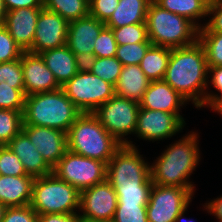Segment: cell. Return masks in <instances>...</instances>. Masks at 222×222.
Here are the masks:
<instances>
[{
  "label": "cell",
  "mask_w": 222,
  "mask_h": 222,
  "mask_svg": "<svg viewBox=\"0 0 222 222\" xmlns=\"http://www.w3.org/2000/svg\"><path fill=\"white\" fill-rule=\"evenodd\" d=\"M149 165L136 146L122 145L107 163V181L113 189L153 186Z\"/></svg>",
  "instance_id": "52a82bcc"
},
{
  "label": "cell",
  "mask_w": 222,
  "mask_h": 222,
  "mask_svg": "<svg viewBox=\"0 0 222 222\" xmlns=\"http://www.w3.org/2000/svg\"><path fill=\"white\" fill-rule=\"evenodd\" d=\"M7 11L18 8L43 7V0H4Z\"/></svg>",
  "instance_id": "bcb514c9"
},
{
  "label": "cell",
  "mask_w": 222,
  "mask_h": 222,
  "mask_svg": "<svg viewBox=\"0 0 222 222\" xmlns=\"http://www.w3.org/2000/svg\"><path fill=\"white\" fill-rule=\"evenodd\" d=\"M22 131L43 156L46 163L53 169L67 151V133L61 130L23 125Z\"/></svg>",
  "instance_id": "9a60e30c"
},
{
  "label": "cell",
  "mask_w": 222,
  "mask_h": 222,
  "mask_svg": "<svg viewBox=\"0 0 222 222\" xmlns=\"http://www.w3.org/2000/svg\"><path fill=\"white\" fill-rule=\"evenodd\" d=\"M7 9L4 0H0V27L4 26Z\"/></svg>",
  "instance_id": "c3c4849f"
},
{
  "label": "cell",
  "mask_w": 222,
  "mask_h": 222,
  "mask_svg": "<svg viewBox=\"0 0 222 222\" xmlns=\"http://www.w3.org/2000/svg\"><path fill=\"white\" fill-rule=\"evenodd\" d=\"M53 173L79 192L107 180V163L67 150Z\"/></svg>",
  "instance_id": "30bf717a"
},
{
  "label": "cell",
  "mask_w": 222,
  "mask_h": 222,
  "mask_svg": "<svg viewBox=\"0 0 222 222\" xmlns=\"http://www.w3.org/2000/svg\"><path fill=\"white\" fill-rule=\"evenodd\" d=\"M112 222H148L146 206L117 204Z\"/></svg>",
  "instance_id": "74e56055"
},
{
  "label": "cell",
  "mask_w": 222,
  "mask_h": 222,
  "mask_svg": "<svg viewBox=\"0 0 222 222\" xmlns=\"http://www.w3.org/2000/svg\"><path fill=\"white\" fill-rule=\"evenodd\" d=\"M32 209L38 214H72L80 208V192L54 173L34 179Z\"/></svg>",
  "instance_id": "8992f818"
},
{
  "label": "cell",
  "mask_w": 222,
  "mask_h": 222,
  "mask_svg": "<svg viewBox=\"0 0 222 222\" xmlns=\"http://www.w3.org/2000/svg\"><path fill=\"white\" fill-rule=\"evenodd\" d=\"M14 85L16 89H24L21 58L0 63V83Z\"/></svg>",
  "instance_id": "e575fe53"
},
{
  "label": "cell",
  "mask_w": 222,
  "mask_h": 222,
  "mask_svg": "<svg viewBox=\"0 0 222 222\" xmlns=\"http://www.w3.org/2000/svg\"><path fill=\"white\" fill-rule=\"evenodd\" d=\"M23 111L0 109V144L7 145L22 131Z\"/></svg>",
  "instance_id": "83f0119b"
},
{
  "label": "cell",
  "mask_w": 222,
  "mask_h": 222,
  "mask_svg": "<svg viewBox=\"0 0 222 222\" xmlns=\"http://www.w3.org/2000/svg\"><path fill=\"white\" fill-rule=\"evenodd\" d=\"M80 222H108V221L80 218Z\"/></svg>",
  "instance_id": "f5cc1de1"
},
{
  "label": "cell",
  "mask_w": 222,
  "mask_h": 222,
  "mask_svg": "<svg viewBox=\"0 0 222 222\" xmlns=\"http://www.w3.org/2000/svg\"><path fill=\"white\" fill-rule=\"evenodd\" d=\"M208 69L205 49L197 40L193 45L171 49L163 80L200 109L206 105Z\"/></svg>",
  "instance_id": "6da1fadb"
},
{
  "label": "cell",
  "mask_w": 222,
  "mask_h": 222,
  "mask_svg": "<svg viewBox=\"0 0 222 222\" xmlns=\"http://www.w3.org/2000/svg\"><path fill=\"white\" fill-rule=\"evenodd\" d=\"M2 222H38V214L30 205L7 207Z\"/></svg>",
  "instance_id": "b9f144b4"
},
{
  "label": "cell",
  "mask_w": 222,
  "mask_h": 222,
  "mask_svg": "<svg viewBox=\"0 0 222 222\" xmlns=\"http://www.w3.org/2000/svg\"><path fill=\"white\" fill-rule=\"evenodd\" d=\"M191 132L164 150L150 166L153 184L178 186L188 189L194 195V185L189 182L191 173L200 161L198 137Z\"/></svg>",
  "instance_id": "7a4b0ae2"
},
{
  "label": "cell",
  "mask_w": 222,
  "mask_h": 222,
  "mask_svg": "<svg viewBox=\"0 0 222 222\" xmlns=\"http://www.w3.org/2000/svg\"><path fill=\"white\" fill-rule=\"evenodd\" d=\"M40 55L60 86L78 73L74 53L66 45L44 51Z\"/></svg>",
  "instance_id": "603a6c76"
},
{
  "label": "cell",
  "mask_w": 222,
  "mask_h": 222,
  "mask_svg": "<svg viewBox=\"0 0 222 222\" xmlns=\"http://www.w3.org/2000/svg\"><path fill=\"white\" fill-rule=\"evenodd\" d=\"M74 56L78 72H90L97 58L94 53H80Z\"/></svg>",
  "instance_id": "ee69618b"
},
{
  "label": "cell",
  "mask_w": 222,
  "mask_h": 222,
  "mask_svg": "<svg viewBox=\"0 0 222 222\" xmlns=\"http://www.w3.org/2000/svg\"><path fill=\"white\" fill-rule=\"evenodd\" d=\"M7 146L21 160L27 175L37 178L53 173V169L23 131L13 137Z\"/></svg>",
  "instance_id": "ffe728a7"
},
{
  "label": "cell",
  "mask_w": 222,
  "mask_h": 222,
  "mask_svg": "<svg viewBox=\"0 0 222 222\" xmlns=\"http://www.w3.org/2000/svg\"><path fill=\"white\" fill-rule=\"evenodd\" d=\"M6 206L5 205H3L2 203H0V222H2V219H3V217H4V213H5V211H6Z\"/></svg>",
  "instance_id": "f907efd6"
},
{
  "label": "cell",
  "mask_w": 222,
  "mask_h": 222,
  "mask_svg": "<svg viewBox=\"0 0 222 222\" xmlns=\"http://www.w3.org/2000/svg\"><path fill=\"white\" fill-rule=\"evenodd\" d=\"M61 88L82 113H93L115 95L114 85L91 72H78Z\"/></svg>",
  "instance_id": "9c48e42d"
},
{
  "label": "cell",
  "mask_w": 222,
  "mask_h": 222,
  "mask_svg": "<svg viewBox=\"0 0 222 222\" xmlns=\"http://www.w3.org/2000/svg\"><path fill=\"white\" fill-rule=\"evenodd\" d=\"M81 114L63 89L59 88L26 96L23 125L49 127L67 133Z\"/></svg>",
  "instance_id": "3957f363"
},
{
  "label": "cell",
  "mask_w": 222,
  "mask_h": 222,
  "mask_svg": "<svg viewBox=\"0 0 222 222\" xmlns=\"http://www.w3.org/2000/svg\"><path fill=\"white\" fill-rule=\"evenodd\" d=\"M187 210V208L184 210V211H182L178 216H177V218H176V222H183L184 220H183V217H184V214H185V211ZM183 220V221H182ZM184 222H187V220L186 221H184ZM188 222H192V220H189L188 219Z\"/></svg>",
  "instance_id": "681fc988"
},
{
  "label": "cell",
  "mask_w": 222,
  "mask_h": 222,
  "mask_svg": "<svg viewBox=\"0 0 222 222\" xmlns=\"http://www.w3.org/2000/svg\"><path fill=\"white\" fill-rule=\"evenodd\" d=\"M121 146L93 113H82L67 132V150L104 163Z\"/></svg>",
  "instance_id": "277c9868"
},
{
  "label": "cell",
  "mask_w": 222,
  "mask_h": 222,
  "mask_svg": "<svg viewBox=\"0 0 222 222\" xmlns=\"http://www.w3.org/2000/svg\"><path fill=\"white\" fill-rule=\"evenodd\" d=\"M205 210H207L208 213L214 214L216 216V219L219 220V222H222V196L219 198L217 197L214 200H211L208 203H205L204 205Z\"/></svg>",
  "instance_id": "7dc6e473"
},
{
  "label": "cell",
  "mask_w": 222,
  "mask_h": 222,
  "mask_svg": "<svg viewBox=\"0 0 222 222\" xmlns=\"http://www.w3.org/2000/svg\"><path fill=\"white\" fill-rule=\"evenodd\" d=\"M105 23L88 15L69 22L66 46L74 53H93L94 41Z\"/></svg>",
  "instance_id": "ac0fdd59"
},
{
  "label": "cell",
  "mask_w": 222,
  "mask_h": 222,
  "mask_svg": "<svg viewBox=\"0 0 222 222\" xmlns=\"http://www.w3.org/2000/svg\"><path fill=\"white\" fill-rule=\"evenodd\" d=\"M42 8L22 7L7 11L4 27L23 52H29L32 48L36 24Z\"/></svg>",
  "instance_id": "e0dca14e"
},
{
  "label": "cell",
  "mask_w": 222,
  "mask_h": 222,
  "mask_svg": "<svg viewBox=\"0 0 222 222\" xmlns=\"http://www.w3.org/2000/svg\"><path fill=\"white\" fill-rule=\"evenodd\" d=\"M148 38L154 46L179 48L198 40V28L185 17L161 8L154 1L146 14Z\"/></svg>",
  "instance_id": "5b68a950"
},
{
  "label": "cell",
  "mask_w": 222,
  "mask_h": 222,
  "mask_svg": "<svg viewBox=\"0 0 222 222\" xmlns=\"http://www.w3.org/2000/svg\"><path fill=\"white\" fill-rule=\"evenodd\" d=\"M187 102L188 101L167 82L164 80H156L151 81L139 105L140 108L149 110L179 113L181 106L183 107Z\"/></svg>",
  "instance_id": "d6986e66"
},
{
  "label": "cell",
  "mask_w": 222,
  "mask_h": 222,
  "mask_svg": "<svg viewBox=\"0 0 222 222\" xmlns=\"http://www.w3.org/2000/svg\"><path fill=\"white\" fill-rule=\"evenodd\" d=\"M198 41L205 49L208 67H221L222 32H198Z\"/></svg>",
  "instance_id": "f1b7e54d"
},
{
  "label": "cell",
  "mask_w": 222,
  "mask_h": 222,
  "mask_svg": "<svg viewBox=\"0 0 222 222\" xmlns=\"http://www.w3.org/2000/svg\"><path fill=\"white\" fill-rule=\"evenodd\" d=\"M161 8L168 10L191 21L198 29L203 24L196 20L208 16V7L201 0H153ZM202 25V26H201Z\"/></svg>",
  "instance_id": "484cf974"
},
{
  "label": "cell",
  "mask_w": 222,
  "mask_h": 222,
  "mask_svg": "<svg viewBox=\"0 0 222 222\" xmlns=\"http://www.w3.org/2000/svg\"><path fill=\"white\" fill-rule=\"evenodd\" d=\"M43 8L70 22L89 15V0H43Z\"/></svg>",
  "instance_id": "4316f807"
},
{
  "label": "cell",
  "mask_w": 222,
  "mask_h": 222,
  "mask_svg": "<svg viewBox=\"0 0 222 222\" xmlns=\"http://www.w3.org/2000/svg\"><path fill=\"white\" fill-rule=\"evenodd\" d=\"M0 175L30 176L24 170L21 160L7 145L0 146Z\"/></svg>",
  "instance_id": "836d02e7"
},
{
  "label": "cell",
  "mask_w": 222,
  "mask_h": 222,
  "mask_svg": "<svg viewBox=\"0 0 222 222\" xmlns=\"http://www.w3.org/2000/svg\"><path fill=\"white\" fill-rule=\"evenodd\" d=\"M153 0H119L110 19L105 23L109 28L145 23L146 14Z\"/></svg>",
  "instance_id": "cb8c5ba5"
},
{
  "label": "cell",
  "mask_w": 222,
  "mask_h": 222,
  "mask_svg": "<svg viewBox=\"0 0 222 222\" xmlns=\"http://www.w3.org/2000/svg\"><path fill=\"white\" fill-rule=\"evenodd\" d=\"M171 48L152 45L141 60L139 66L150 81L163 80Z\"/></svg>",
  "instance_id": "d4e9b609"
},
{
  "label": "cell",
  "mask_w": 222,
  "mask_h": 222,
  "mask_svg": "<svg viewBox=\"0 0 222 222\" xmlns=\"http://www.w3.org/2000/svg\"><path fill=\"white\" fill-rule=\"evenodd\" d=\"M151 81L139 65L123 66L115 87V95L140 102Z\"/></svg>",
  "instance_id": "7402d4cb"
},
{
  "label": "cell",
  "mask_w": 222,
  "mask_h": 222,
  "mask_svg": "<svg viewBox=\"0 0 222 222\" xmlns=\"http://www.w3.org/2000/svg\"><path fill=\"white\" fill-rule=\"evenodd\" d=\"M80 218L78 213H51L38 215V222H80Z\"/></svg>",
  "instance_id": "f6af8a7d"
},
{
  "label": "cell",
  "mask_w": 222,
  "mask_h": 222,
  "mask_svg": "<svg viewBox=\"0 0 222 222\" xmlns=\"http://www.w3.org/2000/svg\"><path fill=\"white\" fill-rule=\"evenodd\" d=\"M122 63L114 57L96 58V62L90 71L104 81L116 85L122 70Z\"/></svg>",
  "instance_id": "4dcf8cb0"
},
{
  "label": "cell",
  "mask_w": 222,
  "mask_h": 222,
  "mask_svg": "<svg viewBox=\"0 0 222 222\" xmlns=\"http://www.w3.org/2000/svg\"><path fill=\"white\" fill-rule=\"evenodd\" d=\"M180 113L140 108L137 115L134 134L143 140L157 141L171 138L185 126Z\"/></svg>",
  "instance_id": "7c38bea8"
},
{
  "label": "cell",
  "mask_w": 222,
  "mask_h": 222,
  "mask_svg": "<svg viewBox=\"0 0 222 222\" xmlns=\"http://www.w3.org/2000/svg\"><path fill=\"white\" fill-rule=\"evenodd\" d=\"M152 186H138L130 189H114L118 204L147 206Z\"/></svg>",
  "instance_id": "8d00e7d4"
},
{
  "label": "cell",
  "mask_w": 222,
  "mask_h": 222,
  "mask_svg": "<svg viewBox=\"0 0 222 222\" xmlns=\"http://www.w3.org/2000/svg\"><path fill=\"white\" fill-rule=\"evenodd\" d=\"M207 15L213 16L198 32H222V0H218L212 6H209Z\"/></svg>",
  "instance_id": "7bdbcfd3"
},
{
  "label": "cell",
  "mask_w": 222,
  "mask_h": 222,
  "mask_svg": "<svg viewBox=\"0 0 222 222\" xmlns=\"http://www.w3.org/2000/svg\"><path fill=\"white\" fill-rule=\"evenodd\" d=\"M207 7L212 6L218 0H201Z\"/></svg>",
  "instance_id": "816d5d0a"
},
{
  "label": "cell",
  "mask_w": 222,
  "mask_h": 222,
  "mask_svg": "<svg viewBox=\"0 0 222 222\" xmlns=\"http://www.w3.org/2000/svg\"><path fill=\"white\" fill-rule=\"evenodd\" d=\"M36 25L33 45L29 52L40 54L66 45L69 22L59 14L42 8Z\"/></svg>",
  "instance_id": "5bb4252c"
},
{
  "label": "cell",
  "mask_w": 222,
  "mask_h": 222,
  "mask_svg": "<svg viewBox=\"0 0 222 222\" xmlns=\"http://www.w3.org/2000/svg\"><path fill=\"white\" fill-rule=\"evenodd\" d=\"M117 195L106 180L80 192L81 218L112 222L117 208Z\"/></svg>",
  "instance_id": "4fadbf2b"
},
{
  "label": "cell",
  "mask_w": 222,
  "mask_h": 222,
  "mask_svg": "<svg viewBox=\"0 0 222 222\" xmlns=\"http://www.w3.org/2000/svg\"><path fill=\"white\" fill-rule=\"evenodd\" d=\"M192 196L185 188L153 184L146 206L148 222H176L177 216L188 208Z\"/></svg>",
  "instance_id": "8fae6325"
},
{
  "label": "cell",
  "mask_w": 222,
  "mask_h": 222,
  "mask_svg": "<svg viewBox=\"0 0 222 222\" xmlns=\"http://www.w3.org/2000/svg\"><path fill=\"white\" fill-rule=\"evenodd\" d=\"M22 54V49L11 37L9 31L4 26L0 27V63L19 59Z\"/></svg>",
  "instance_id": "f35d334b"
},
{
  "label": "cell",
  "mask_w": 222,
  "mask_h": 222,
  "mask_svg": "<svg viewBox=\"0 0 222 222\" xmlns=\"http://www.w3.org/2000/svg\"><path fill=\"white\" fill-rule=\"evenodd\" d=\"M208 68V73L211 75L210 82L221 95L206 92V106L220 113L222 111V66Z\"/></svg>",
  "instance_id": "ab89813d"
},
{
  "label": "cell",
  "mask_w": 222,
  "mask_h": 222,
  "mask_svg": "<svg viewBox=\"0 0 222 222\" xmlns=\"http://www.w3.org/2000/svg\"><path fill=\"white\" fill-rule=\"evenodd\" d=\"M33 176L0 175V203L6 207L30 205Z\"/></svg>",
  "instance_id": "44dd1931"
},
{
  "label": "cell",
  "mask_w": 222,
  "mask_h": 222,
  "mask_svg": "<svg viewBox=\"0 0 222 222\" xmlns=\"http://www.w3.org/2000/svg\"><path fill=\"white\" fill-rule=\"evenodd\" d=\"M118 4L119 0H89V15L106 23Z\"/></svg>",
  "instance_id": "60d3db41"
},
{
  "label": "cell",
  "mask_w": 222,
  "mask_h": 222,
  "mask_svg": "<svg viewBox=\"0 0 222 222\" xmlns=\"http://www.w3.org/2000/svg\"><path fill=\"white\" fill-rule=\"evenodd\" d=\"M118 44L111 28L105 26L94 41L93 53L96 57H114Z\"/></svg>",
  "instance_id": "d590c367"
},
{
  "label": "cell",
  "mask_w": 222,
  "mask_h": 222,
  "mask_svg": "<svg viewBox=\"0 0 222 222\" xmlns=\"http://www.w3.org/2000/svg\"><path fill=\"white\" fill-rule=\"evenodd\" d=\"M25 98L24 89H16L6 82L0 83V109L23 111Z\"/></svg>",
  "instance_id": "d6a6232c"
},
{
  "label": "cell",
  "mask_w": 222,
  "mask_h": 222,
  "mask_svg": "<svg viewBox=\"0 0 222 222\" xmlns=\"http://www.w3.org/2000/svg\"><path fill=\"white\" fill-rule=\"evenodd\" d=\"M118 45L151 42L145 23L125 25L120 28H111Z\"/></svg>",
  "instance_id": "f546056e"
},
{
  "label": "cell",
  "mask_w": 222,
  "mask_h": 222,
  "mask_svg": "<svg viewBox=\"0 0 222 222\" xmlns=\"http://www.w3.org/2000/svg\"><path fill=\"white\" fill-rule=\"evenodd\" d=\"M152 46L151 42L130 43L118 45L115 57L123 66L139 65L147 50Z\"/></svg>",
  "instance_id": "1f68e13d"
},
{
  "label": "cell",
  "mask_w": 222,
  "mask_h": 222,
  "mask_svg": "<svg viewBox=\"0 0 222 222\" xmlns=\"http://www.w3.org/2000/svg\"><path fill=\"white\" fill-rule=\"evenodd\" d=\"M139 109V102L114 95L100 105L93 114L118 142L122 145L135 147V144L126 140L125 136L134 134Z\"/></svg>",
  "instance_id": "ba28073f"
},
{
  "label": "cell",
  "mask_w": 222,
  "mask_h": 222,
  "mask_svg": "<svg viewBox=\"0 0 222 222\" xmlns=\"http://www.w3.org/2000/svg\"><path fill=\"white\" fill-rule=\"evenodd\" d=\"M21 64L26 96L61 88L40 54L23 52Z\"/></svg>",
  "instance_id": "2e32d148"
}]
</instances>
